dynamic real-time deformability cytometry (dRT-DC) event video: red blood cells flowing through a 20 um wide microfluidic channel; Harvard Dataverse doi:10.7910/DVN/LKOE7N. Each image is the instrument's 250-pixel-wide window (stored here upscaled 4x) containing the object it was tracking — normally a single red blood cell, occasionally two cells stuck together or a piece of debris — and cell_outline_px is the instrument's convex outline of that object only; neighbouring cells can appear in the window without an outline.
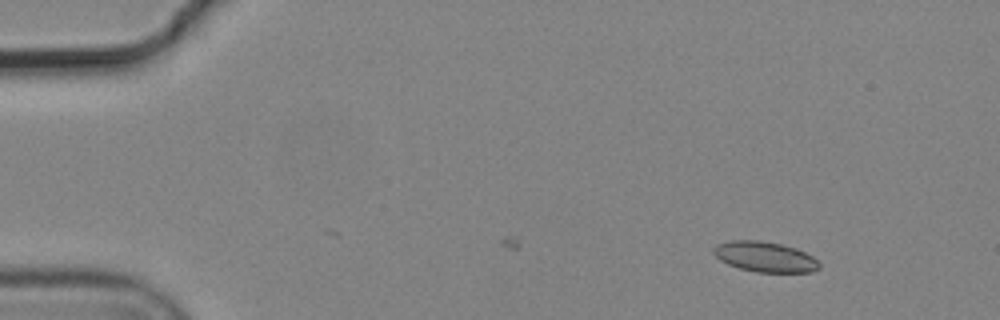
{"species": "common noctule bat (a hibernating species)", "species_latin": "Nyctalus noctula", "temperature_condition": "cold", "stored_images_in_passage": 3, "camera_frame_rate_fps": 3000, "um_per_image_px": 0.085, "animal": {"sex": "male", "body_mass_g": 19.2, "forearm_length_mm": 51.8}, "frame": {"image": 1, "passage_image": 3, "time_ms": 0.667, "image_size_px": [1000, 320], "cell_outline_px": [[820, 268], [812, 272], [756, 272], [740, 268], [728, 264], [720, 260], [712, 252], [712, 248], [716, 244], [732, 240], [760, 240], [780, 244], [796, 248], [812, 256], [820, 264]], "centroid_in_image_um": [65.0, 21.82], "position_along_channel_um": 20.0, "area_um2": 18.67}}